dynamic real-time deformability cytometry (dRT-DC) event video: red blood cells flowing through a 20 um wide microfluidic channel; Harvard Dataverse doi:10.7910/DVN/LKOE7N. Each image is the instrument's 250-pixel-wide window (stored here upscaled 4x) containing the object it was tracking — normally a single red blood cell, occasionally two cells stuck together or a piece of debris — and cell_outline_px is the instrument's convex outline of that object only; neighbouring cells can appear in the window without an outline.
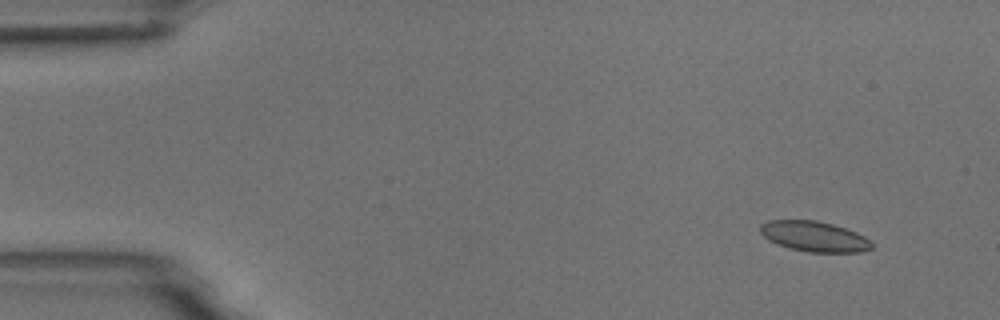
{"species": "common noctule bat (a hibernating species)", "species_latin": "Nyctalus noctula", "temperature_condition": "room temperature", "stored_images_in_passage": 4, "camera_frame_rate_fps": 3000, "um_per_image_px": 0.085, "animal": {"sex": "male", "body_mass_g": 18.8}, "frame": {"image": 1, "passage_image": 1, "time_ms": 0.0, "image_size_px": [1000, 320], "cell_outline_px": [[872, 248], [860, 252], [808, 252], [788, 248], [768, 240], [760, 232], [760, 224], [768, 220], [816, 220], [832, 224], [856, 232], [864, 236], [872, 244]], "centroid_in_image_um": [69.18, 20.09], "position_along_channel_um": 15.8, "area_um2": 19.65}}
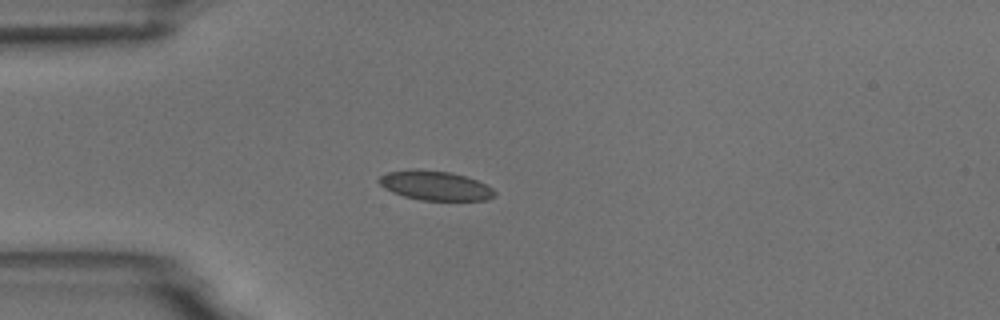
{"frame": {"image": 2, "passage_image": 3, "time_ms": 3.333, "image_size_px": [1000, 320], "cell_outline_px": [[496, 196], [488, 200], [420, 200], [404, 196], [392, 192], [384, 188], [376, 180], [380, 176], [388, 172], [408, 168], [416, 168], [452, 172], [476, 180], [492, 188], [496, 192]], "centroid_in_image_um": [36.96, 15.76], "position_along_channel_um": 48.0, "area_um2": 20.06}}